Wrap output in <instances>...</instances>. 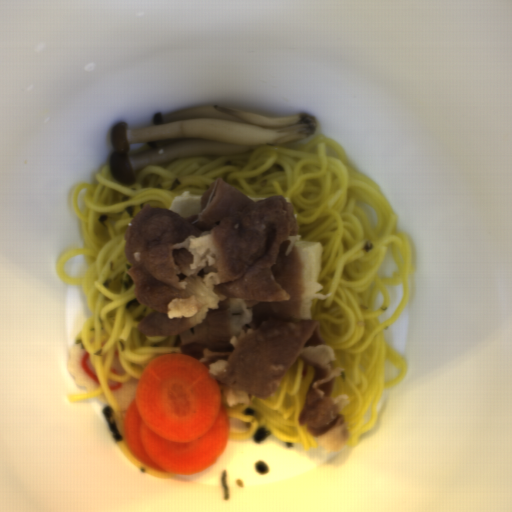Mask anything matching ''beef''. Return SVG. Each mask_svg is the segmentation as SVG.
Wrapping results in <instances>:
<instances>
[{"label": "beef", "mask_w": 512, "mask_h": 512, "mask_svg": "<svg viewBox=\"0 0 512 512\" xmlns=\"http://www.w3.org/2000/svg\"><path fill=\"white\" fill-rule=\"evenodd\" d=\"M124 252L134 296L151 308L137 331L179 335L180 354L205 365L232 408L269 398L303 361L314 377L299 425L324 452L348 442L350 398L331 397L341 370L311 316V302L330 296L319 293L324 247L302 239L286 197L252 199L214 180L169 208L146 204L124 234Z\"/></svg>", "instance_id": "obj_1"}]
</instances>
